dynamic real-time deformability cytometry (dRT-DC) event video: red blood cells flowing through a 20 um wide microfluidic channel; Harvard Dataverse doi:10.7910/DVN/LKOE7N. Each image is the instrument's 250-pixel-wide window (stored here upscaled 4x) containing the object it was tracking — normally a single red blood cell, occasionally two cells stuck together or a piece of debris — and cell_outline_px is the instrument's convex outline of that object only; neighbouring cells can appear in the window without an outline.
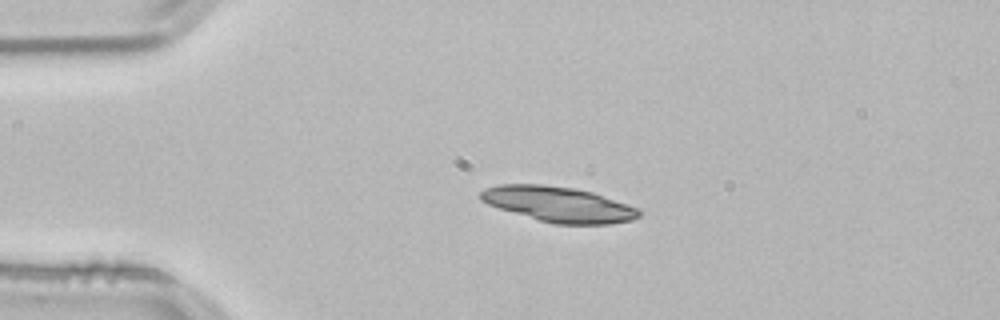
{"species": "common noctule bat (a hibernating species)", "species_latin": "Nyctalus noctula", "temperature_condition": "room temperature", "stored_images_in_passage": 35, "camera_frame_rate_fps": 3000, "um_per_image_px": 0.085, "animal": {"sex": "male", "body_mass_g": 21.5, "forearm_length_mm": 52.0}, "frame": {"image": 1, "passage_image": 1, "time_ms": 0.0, "image_size_px": [1000, 320], "cell_outline_px": [[640, 216], [632, 220], [608, 224], [552, 224], [500, 208], [488, 204], [480, 200], [480, 192], [484, 188], [500, 184], [544, 184], [576, 188], [592, 192], [640, 208]], "centroid_in_image_um": [47.49, 17.35], "position_along_channel_um": 37.5, "area_um2": 32.6}}